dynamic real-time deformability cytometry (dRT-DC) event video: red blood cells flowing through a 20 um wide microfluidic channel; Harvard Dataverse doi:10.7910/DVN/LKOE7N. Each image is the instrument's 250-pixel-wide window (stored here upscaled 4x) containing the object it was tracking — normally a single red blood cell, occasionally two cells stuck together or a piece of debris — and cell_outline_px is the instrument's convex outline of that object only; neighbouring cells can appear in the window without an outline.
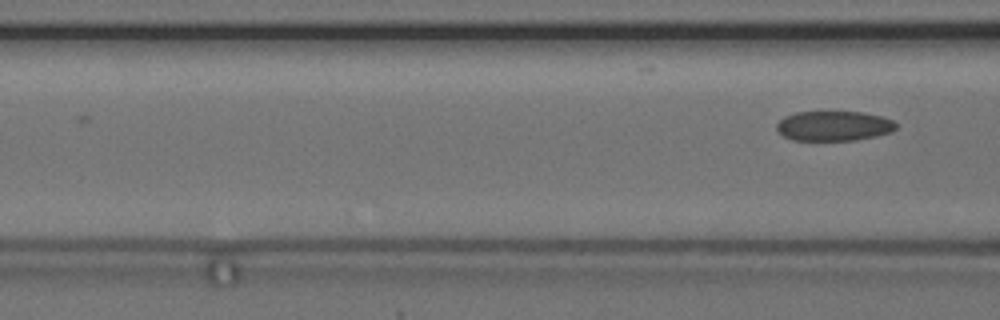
{"species": "common noctule bat (a hibernating species)", "species_latin": "Nyctalus noctula", "temperature_condition": "cold", "stored_images_in_passage": 3, "camera_frame_rate_fps": 3000, "um_per_image_px": 0.085, "animal": {"sex": "female", "body_mass_g": 24.6, "forearm_length_mm": 56.2}, "frame": {"image": 1, "passage_image": 3, "time_ms": 2.333, "image_size_px": [1000, 320], "cell_outline_px": [[896, 128], [892, 132], [876, 136], [856, 140], [792, 140], [784, 136], [776, 128], [776, 124], [784, 116], [796, 112], [864, 112], [880, 116], [892, 120], [896, 124]], "centroid_in_image_um": [70.87, 10.7], "position_along_channel_um": 95.7, "area_um2": 20.75}}